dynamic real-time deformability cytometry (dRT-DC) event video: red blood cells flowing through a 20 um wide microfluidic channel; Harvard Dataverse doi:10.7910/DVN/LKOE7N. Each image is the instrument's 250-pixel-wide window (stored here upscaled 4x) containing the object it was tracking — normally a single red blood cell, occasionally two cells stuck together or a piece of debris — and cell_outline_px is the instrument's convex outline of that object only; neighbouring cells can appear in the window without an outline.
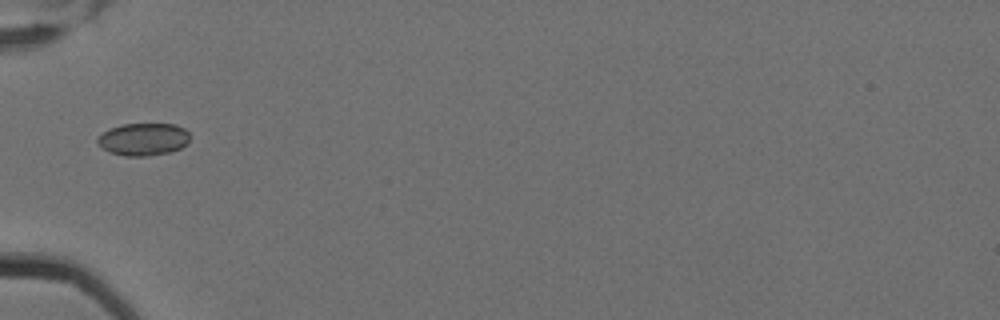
{"species": "Egyptian fruit bat (a non-hibernating species)", "species_latin": "Rousettus aegyptiacus", "temperature_condition": "cold", "stored_images_in_passage": 10, "camera_frame_rate_fps": 3000, "um_per_image_px": 0.085, "animal": {"sex": "female"}, "frame": {"image": 1, "passage_image": 6, "time_ms": 1.667, "image_size_px": [1000, 320], "cell_outline_px": [[192, 136], [188, 144], [172, 152], [148, 156], [124, 156], [112, 152], [104, 148], [96, 140], [104, 132], [120, 124], [176, 124], [184, 128]], "centroid_in_image_um": [12.28, 11.84], "position_along_channel_um": 72.7, "area_um2": 17.51}}
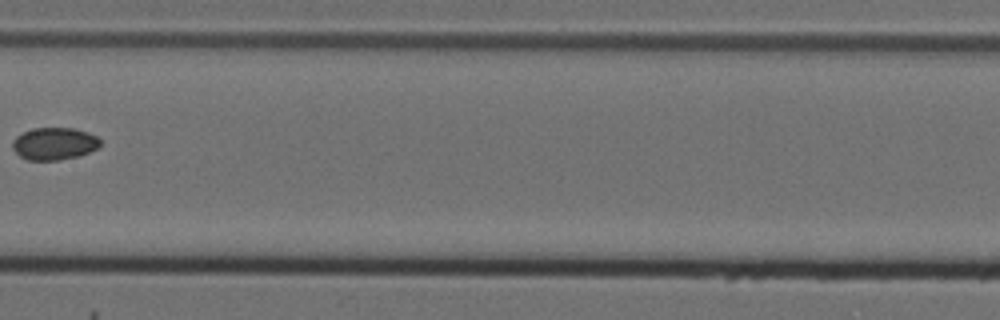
{"frame": {"image": 2, "passage_image": 9, "time_ms": 2.667, "image_size_px": [1000, 320], "cell_outline_px": [[100, 144], [96, 148], [80, 156], [60, 160], [28, 160], [20, 156], [12, 148], [12, 140], [16, 136], [32, 128], [76, 128], [88, 132], [96, 136], [100, 140]], "centroid_in_image_um": [4.6, 12.21], "position_along_channel_um": 202.8, "area_um2": 16.59}}
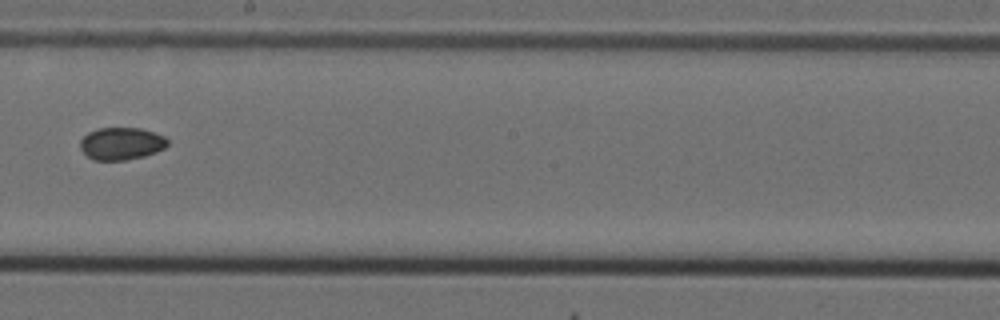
{"frame": {"image": 3, "passage_image": 10, "time_ms": 3.0, "image_size_px": [1000, 320], "cell_outline_px": [[168, 144], [164, 148], [156, 152], [144, 156], [128, 160], [92, 160], [80, 148], [80, 140], [88, 132], [96, 128], [140, 128], [164, 136], [168, 140]], "centroid_in_image_um": [10.3, 12.21], "position_along_channel_um": 237.9, "area_um2": 16.53}}